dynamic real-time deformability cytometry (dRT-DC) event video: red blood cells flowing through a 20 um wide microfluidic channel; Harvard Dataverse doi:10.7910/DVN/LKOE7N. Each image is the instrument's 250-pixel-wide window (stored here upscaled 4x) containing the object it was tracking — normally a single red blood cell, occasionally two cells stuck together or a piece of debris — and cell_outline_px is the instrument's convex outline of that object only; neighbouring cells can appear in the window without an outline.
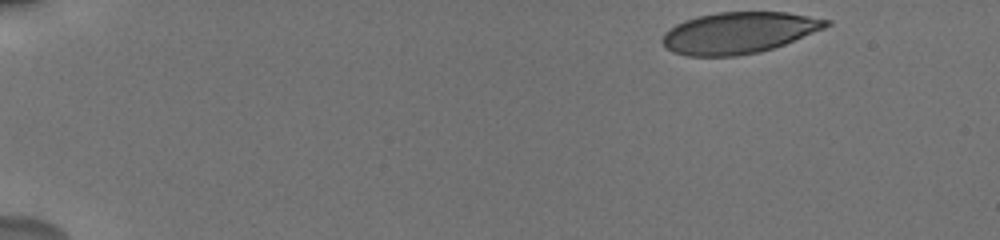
{"species": "human", "species_latin": "Homo sapiens", "temperature_condition": "cold", "stored_images_in_passage": 13, "camera_frame_rate_fps": 3000, "um_per_image_px": 0.085, "donor": {"sex": "male"}, "frame": {"image": 1, "passage_image": 1, "time_ms": 0.0, "image_size_px": [1000, 240], "cell_outline_px": [[832, 24], [824, 28], [784, 44], [760, 52], [736, 56], [688, 56], [672, 52], [660, 40], [664, 32], [676, 24], [684, 20], [696, 16], [716, 12], [788, 12], [832, 20]], "centroid_in_image_um": [62.78, 2.78], "position_along_channel_um": 22.2, "area_um2": 39.59}}
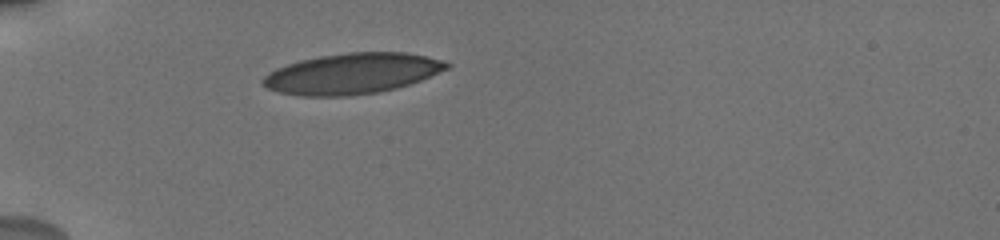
{"frame": {"image": 2, "passage_image": 11, "time_ms": 3.667, "image_size_px": [1000, 240], "cell_outline_px": [[452, 64], [448, 68], [420, 80], [396, 88], [380, 92], [348, 96], [304, 96], [280, 92], [268, 88], [260, 80], [268, 72], [276, 68], [300, 60], [320, 56], [348, 52], [408, 52], [444, 60]], "centroid_in_image_um": [29.94, 6.25], "position_along_channel_um": 55.1, "area_um2": 43.52}}